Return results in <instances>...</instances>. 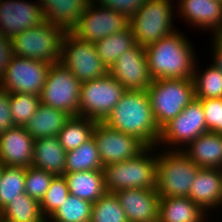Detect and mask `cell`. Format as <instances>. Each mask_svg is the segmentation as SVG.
<instances>
[{
    "instance_id": "cell-1",
    "label": "cell",
    "mask_w": 222,
    "mask_h": 222,
    "mask_svg": "<svg viewBox=\"0 0 222 222\" xmlns=\"http://www.w3.org/2000/svg\"><path fill=\"white\" fill-rule=\"evenodd\" d=\"M182 32L176 30L144 48L153 80L193 78L196 51Z\"/></svg>"
},
{
    "instance_id": "cell-2",
    "label": "cell",
    "mask_w": 222,
    "mask_h": 222,
    "mask_svg": "<svg viewBox=\"0 0 222 222\" xmlns=\"http://www.w3.org/2000/svg\"><path fill=\"white\" fill-rule=\"evenodd\" d=\"M104 123L119 132L135 136L146 147H156L160 137L146 91L126 90Z\"/></svg>"
},
{
    "instance_id": "cell-3",
    "label": "cell",
    "mask_w": 222,
    "mask_h": 222,
    "mask_svg": "<svg viewBox=\"0 0 222 222\" xmlns=\"http://www.w3.org/2000/svg\"><path fill=\"white\" fill-rule=\"evenodd\" d=\"M158 149V147H145L133 158L104 165L102 170L106 192L116 193L123 189H156Z\"/></svg>"
},
{
    "instance_id": "cell-4",
    "label": "cell",
    "mask_w": 222,
    "mask_h": 222,
    "mask_svg": "<svg viewBox=\"0 0 222 222\" xmlns=\"http://www.w3.org/2000/svg\"><path fill=\"white\" fill-rule=\"evenodd\" d=\"M163 149L157 160V193L160 198L188 197L200 167L180 149Z\"/></svg>"
},
{
    "instance_id": "cell-5",
    "label": "cell",
    "mask_w": 222,
    "mask_h": 222,
    "mask_svg": "<svg viewBox=\"0 0 222 222\" xmlns=\"http://www.w3.org/2000/svg\"><path fill=\"white\" fill-rule=\"evenodd\" d=\"M154 120L161 129L195 99L192 79H157L147 89Z\"/></svg>"
},
{
    "instance_id": "cell-6",
    "label": "cell",
    "mask_w": 222,
    "mask_h": 222,
    "mask_svg": "<svg viewBox=\"0 0 222 222\" xmlns=\"http://www.w3.org/2000/svg\"><path fill=\"white\" fill-rule=\"evenodd\" d=\"M64 33L62 28L44 21L11 38L13 54L49 64L58 63Z\"/></svg>"
},
{
    "instance_id": "cell-7",
    "label": "cell",
    "mask_w": 222,
    "mask_h": 222,
    "mask_svg": "<svg viewBox=\"0 0 222 222\" xmlns=\"http://www.w3.org/2000/svg\"><path fill=\"white\" fill-rule=\"evenodd\" d=\"M174 8L167 0H146L130 18L136 44L145 48L178 30L173 24Z\"/></svg>"
},
{
    "instance_id": "cell-8",
    "label": "cell",
    "mask_w": 222,
    "mask_h": 222,
    "mask_svg": "<svg viewBox=\"0 0 222 222\" xmlns=\"http://www.w3.org/2000/svg\"><path fill=\"white\" fill-rule=\"evenodd\" d=\"M125 92L109 73L81 83L78 116L104 122Z\"/></svg>"
},
{
    "instance_id": "cell-9",
    "label": "cell",
    "mask_w": 222,
    "mask_h": 222,
    "mask_svg": "<svg viewBox=\"0 0 222 222\" xmlns=\"http://www.w3.org/2000/svg\"><path fill=\"white\" fill-rule=\"evenodd\" d=\"M59 62L81 83L108 73V67L97 54L94 43L83 41L72 32L64 33Z\"/></svg>"
},
{
    "instance_id": "cell-10",
    "label": "cell",
    "mask_w": 222,
    "mask_h": 222,
    "mask_svg": "<svg viewBox=\"0 0 222 222\" xmlns=\"http://www.w3.org/2000/svg\"><path fill=\"white\" fill-rule=\"evenodd\" d=\"M81 82L60 62L51 64L43 90L41 104L78 116Z\"/></svg>"
},
{
    "instance_id": "cell-11",
    "label": "cell",
    "mask_w": 222,
    "mask_h": 222,
    "mask_svg": "<svg viewBox=\"0 0 222 222\" xmlns=\"http://www.w3.org/2000/svg\"><path fill=\"white\" fill-rule=\"evenodd\" d=\"M207 132L202 103L198 99H194L177 117L160 129L156 147L159 148L162 144L161 149L165 147L166 149L182 150L185 145ZM163 145L165 146L163 147Z\"/></svg>"
},
{
    "instance_id": "cell-12",
    "label": "cell",
    "mask_w": 222,
    "mask_h": 222,
    "mask_svg": "<svg viewBox=\"0 0 222 222\" xmlns=\"http://www.w3.org/2000/svg\"><path fill=\"white\" fill-rule=\"evenodd\" d=\"M129 27L130 18L127 15L91 0L78 25L71 32L83 41L95 43Z\"/></svg>"
},
{
    "instance_id": "cell-13",
    "label": "cell",
    "mask_w": 222,
    "mask_h": 222,
    "mask_svg": "<svg viewBox=\"0 0 222 222\" xmlns=\"http://www.w3.org/2000/svg\"><path fill=\"white\" fill-rule=\"evenodd\" d=\"M51 64L13 56L0 80V87L10 93L40 96Z\"/></svg>"
},
{
    "instance_id": "cell-14",
    "label": "cell",
    "mask_w": 222,
    "mask_h": 222,
    "mask_svg": "<svg viewBox=\"0 0 222 222\" xmlns=\"http://www.w3.org/2000/svg\"><path fill=\"white\" fill-rule=\"evenodd\" d=\"M92 137L103 166L133 158L146 147L135 136L112 129L104 122H96Z\"/></svg>"
},
{
    "instance_id": "cell-15",
    "label": "cell",
    "mask_w": 222,
    "mask_h": 222,
    "mask_svg": "<svg viewBox=\"0 0 222 222\" xmlns=\"http://www.w3.org/2000/svg\"><path fill=\"white\" fill-rule=\"evenodd\" d=\"M108 73L126 90L147 91L153 81L144 47L138 44L122 53L108 69Z\"/></svg>"
},
{
    "instance_id": "cell-16",
    "label": "cell",
    "mask_w": 222,
    "mask_h": 222,
    "mask_svg": "<svg viewBox=\"0 0 222 222\" xmlns=\"http://www.w3.org/2000/svg\"><path fill=\"white\" fill-rule=\"evenodd\" d=\"M45 21L39 0H2L0 2V33L12 38Z\"/></svg>"
},
{
    "instance_id": "cell-17",
    "label": "cell",
    "mask_w": 222,
    "mask_h": 222,
    "mask_svg": "<svg viewBox=\"0 0 222 222\" xmlns=\"http://www.w3.org/2000/svg\"><path fill=\"white\" fill-rule=\"evenodd\" d=\"M177 3L175 13L192 28L209 30L211 36L222 35V0H180Z\"/></svg>"
},
{
    "instance_id": "cell-18",
    "label": "cell",
    "mask_w": 222,
    "mask_h": 222,
    "mask_svg": "<svg viewBox=\"0 0 222 222\" xmlns=\"http://www.w3.org/2000/svg\"><path fill=\"white\" fill-rule=\"evenodd\" d=\"M128 222H158L159 199L156 189H123L117 191Z\"/></svg>"
},
{
    "instance_id": "cell-19",
    "label": "cell",
    "mask_w": 222,
    "mask_h": 222,
    "mask_svg": "<svg viewBox=\"0 0 222 222\" xmlns=\"http://www.w3.org/2000/svg\"><path fill=\"white\" fill-rule=\"evenodd\" d=\"M34 141L24 127L14 126L0 133V162L3 166L30 167Z\"/></svg>"
},
{
    "instance_id": "cell-20",
    "label": "cell",
    "mask_w": 222,
    "mask_h": 222,
    "mask_svg": "<svg viewBox=\"0 0 222 222\" xmlns=\"http://www.w3.org/2000/svg\"><path fill=\"white\" fill-rule=\"evenodd\" d=\"M188 198L207 213L218 209L222 198V169L200 168Z\"/></svg>"
},
{
    "instance_id": "cell-21",
    "label": "cell",
    "mask_w": 222,
    "mask_h": 222,
    "mask_svg": "<svg viewBox=\"0 0 222 222\" xmlns=\"http://www.w3.org/2000/svg\"><path fill=\"white\" fill-rule=\"evenodd\" d=\"M91 0H39L45 21L71 32Z\"/></svg>"
},
{
    "instance_id": "cell-22",
    "label": "cell",
    "mask_w": 222,
    "mask_h": 222,
    "mask_svg": "<svg viewBox=\"0 0 222 222\" xmlns=\"http://www.w3.org/2000/svg\"><path fill=\"white\" fill-rule=\"evenodd\" d=\"M182 151L200 168L222 169V134H201Z\"/></svg>"
},
{
    "instance_id": "cell-23",
    "label": "cell",
    "mask_w": 222,
    "mask_h": 222,
    "mask_svg": "<svg viewBox=\"0 0 222 222\" xmlns=\"http://www.w3.org/2000/svg\"><path fill=\"white\" fill-rule=\"evenodd\" d=\"M208 214L188 197L159 199L158 222H208Z\"/></svg>"
},
{
    "instance_id": "cell-24",
    "label": "cell",
    "mask_w": 222,
    "mask_h": 222,
    "mask_svg": "<svg viewBox=\"0 0 222 222\" xmlns=\"http://www.w3.org/2000/svg\"><path fill=\"white\" fill-rule=\"evenodd\" d=\"M65 161L66 151L57 136L44 137L34 141V156L31 166L58 176L65 174Z\"/></svg>"
},
{
    "instance_id": "cell-25",
    "label": "cell",
    "mask_w": 222,
    "mask_h": 222,
    "mask_svg": "<svg viewBox=\"0 0 222 222\" xmlns=\"http://www.w3.org/2000/svg\"><path fill=\"white\" fill-rule=\"evenodd\" d=\"M71 116L66 112L40 104L24 128L34 140L57 136Z\"/></svg>"
},
{
    "instance_id": "cell-26",
    "label": "cell",
    "mask_w": 222,
    "mask_h": 222,
    "mask_svg": "<svg viewBox=\"0 0 222 222\" xmlns=\"http://www.w3.org/2000/svg\"><path fill=\"white\" fill-rule=\"evenodd\" d=\"M70 195L95 203L106 193L103 170L65 173Z\"/></svg>"
},
{
    "instance_id": "cell-27",
    "label": "cell",
    "mask_w": 222,
    "mask_h": 222,
    "mask_svg": "<svg viewBox=\"0 0 222 222\" xmlns=\"http://www.w3.org/2000/svg\"><path fill=\"white\" fill-rule=\"evenodd\" d=\"M96 121L83 116H71L58 133L57 138L68 152L78 148L92 137Z\"/></svg>"
},
{
    "instance_id": "cell-28",
    "label": "cell",
    "mask_w": 222,
    "mask_h": 222,
    "mask_svg": "<svg viewBox=\"0 0 222 222\" xmlns=\"http://www.w3.org/2000/svg\"><path fill=\"white\" fill-rule=\"evenodd\" d=\"M0 217L5 222H45L40 203L28 196L20 194L19 198L9 202L0 210Z\"/></svg>"
},
{
    "instance_id": "cell-29",
    "label": "cell",
    "mask_w": 222,
    "mask_h": 222,
    "mask_svg": "<svg viewBox=\"0 0 222 222\" xmlns=\"http://www.w3.org/2000/svg\"><path fill=\"white\" fill-rule=\"evenodd\" d=\"M94 45L97 54L109 69L122 53L132 49L136 45V41L132 28L129 27L123 32L115 33L98 40Z\"/></svg>"
},
{
    "instance_id": "cell-30",
    "label": "cell",
    "mask_w": 222,
    "mask_h": 222,
    "mask_svg": "<svg viewBox=\"0 0 222 222\" xmlns=\"http://www.w3.org/2000/svg\"><path fill=\"white\" fill-rule=\"evenodd\" d=\"M99 151L93 137L78 148L66 152L65 173L102 170Z\"/></svg>"
},
{
    "instance_id": "cell-31",
    "label": "cell",
    "mask_w": 222,
    "mask_h": 222,
    "mask_svg": "<svg viewBox=\"0 0 222 222\" xmlns=\"http://www.w3.org/2000/svg\"><path fill=\"white\" fill-rule=\"evenodd\" d=\"M196 61L193 73L195 99L222 98V73L213 64L199 70ZM202 72V73H201Z\"/></svg>"
},
{
    "instance_id": "cell-32",
    "label": "cell",
    "mask_w": 222,
    "mask_h": 222,
    "mask_svg": "<svg viewBox=\"0 0 222 222\" xmlns=\"http://www.w3.org/2000/svg\"><path fill=\"white\" fill-rule=\"evenodd\" d=\"M25 167L3 166L0 174V210L25 193Z\"/></svg>"
},
{
    "instance_id": "cell-33",
    "label": "cell",
    "mask_w": 222,
    "mask_h": 222,
    "mask_svg": "<svg viewBox=\"0 0 222 222\" xmlns=\"http://www.w3.org/2000/svg\"><path fill=\"white\" fill-rule=\"evenodd\" d=\"M93 203L69 195L49 217L54 222H85L91 220Z\"/></svg>"
},
{
    "instance_id": "cell-34",
    "label": "cell",
    "mask_w": 222,
    "mask_h": 222,
    "mask_svg": "<svg viewBox=\"0 0 222 222\" xmlns=\"http://www.w3.org/2000/svg\"><path fill=\"white\" fill-rule=\"evenodd\" d=\"M91 222H128L115 193H105L92 206Z\"/></svg>"
},
{
    "instance_id": "cell-35",
    "label": "cell",
    "mask_w": 222,
    "mask_h": 222,
    "mask_svg": "<svg viewBox=\"0 0 222 222\" xmlns=\"http://www.w3.org/2000/svg\"><path fill=\"white\" fill-rule=\"evenodd\" d=\"M41 104L40 96L26 93L10 94V110L15 126L24 127Z\"/></svg>"
},
{
    "instance_id": "cell-36",
    "label": "cell",
    "mask_w": 222,
    "mask_h": 222,
    "mask_svg": "<svg viewBox=\"0 0 222 222\" xmlns=\"http://www.w3.org/2000/svg\"><path fill=\"white\" fill-rule=\"evenodd\" d=\"M70 195L64 175L54 176L43 199L40 201L42 215L49 218Z\"/></svg>"
},
{
    "instance_id": "cell-37",
    "label": "cell",
    "mask_w": 222,
    "mask_h": 222,
    "mask_svg": "<svg viewBox=\"0 0 222 222\" xmlns=\"http://www.w3.org/2000/svg\"><path fill=\"white\" fill-rule=\"evenodd\" d=\"M54 174L30 166L25 172V193L40 203L43 199Z\"/></svg>"
},
{
    "instance_id": "cell-38",
    "label": "cell",
    "mask_w": 222,
    "mask_h": 222,
    "mask_svg": "<svg viewBox=\"0 0 222 222\" xmlns=\"http://www.w3.org/2000/svg\"><path fill=\"white\" fill-rule=\"evenodd\" d=\"M198 100L204 109L208 132L222 134V98Z\"/></svg>"
},
{
    "instance_id": "cell-39",
    "label": "cell",
    "mask_w": 222,
    "mask_h": 222,
    "mask_svg": "<svg viewBox=\"0 0 222 222\" xmlns=\"http://www.w3.org/2000/svg\"><path fill=\"white\" fill-rule=\"evenodd\" d=\"M98 4L131 18L146 0H94Z\"/></svg>"
},
{
    "instance_id": "cell-40",
    "label": "cell",
    "mask_w": 222,
    "mask_h": 222,
    "mask_svg": "<svg viewBox=\"0 0 222 222\" xmlns=\"http://www.w3.org/2000/svg\"><path fill=\"white\" fill-rule=\"evenodd\" d=\"M10 94L0 87V133L15 126L10 110Z\"/></svg>"
},
{
    "instance_id": "cell-41",
    "label": "cell",
    "mask_w": 222,
    "mask_h": 222,
    "mask_svg": "<svg viewBox=\"0 0 222 222\" xmlns=\"http://www.w3.org/2000/svg\"><path fill=\"white\" fill-rule=\"evenodd\" d=\"M13 56L14 54L11 38L3 36L0 33V80L3 78L6 67Z\"/></svg>"
},
{
    "instance_id": "cell-42",
    "label": "cell",
    "mask_w": 222,
    "mask_h": 222,
    "mask_svg": "<svg viewBox=\"0 0 222 222\" xmlns=\"http://www.w3.org/2000/svg\"><path fill=\"white\" fill-rule=\"evenodd\" d=\"M212 44V64L216 66V68L222 73V35L219 36H211Z\"/></svg>"
},
{
    "instance_id": "cell-43",
    "label": "cell",
    "mask_w": 222,
    "mask_h": 222,
    "mask_svg": "<svg viewBox=\"0 0 222 222\" xmlns=\"http://www.w3.org/2000/svg\"><path fill=\"white\" fill-rule=\"evenodd\" d=\"M3 164L0 162V174L2 172Z\"/></svg>"
},
{
    "instance_id": "cell-44",
    "label": "cell",
    "mask_w": 222,
    "mask_h": 222,
    "mask_svg": "<svg viewBox=\"0 0 222 222\" xmlns=\"http://www.w3.org/2000/svg\"><path fill=\"white\" fill-rule=\"evenodd\" d=\"M45 222H54V221L50 220L49 218H46Z\"/></svg>"
},
{
    "instance_id": "cell-45",
    "label": "cell",
    "mask_w": 222,
    "mask_h": 222,
    "mask_svg": "<svg viewBox=\"0 0 222 222\" xmlns=\"http://www.w3.org/2000/svg\"><path fill=\"white\" fill-rule=\"evenodd\" d=\"M219 207H221L222 208V198H221V202H220V206Z\"/></svg>"
}]
</instances>
